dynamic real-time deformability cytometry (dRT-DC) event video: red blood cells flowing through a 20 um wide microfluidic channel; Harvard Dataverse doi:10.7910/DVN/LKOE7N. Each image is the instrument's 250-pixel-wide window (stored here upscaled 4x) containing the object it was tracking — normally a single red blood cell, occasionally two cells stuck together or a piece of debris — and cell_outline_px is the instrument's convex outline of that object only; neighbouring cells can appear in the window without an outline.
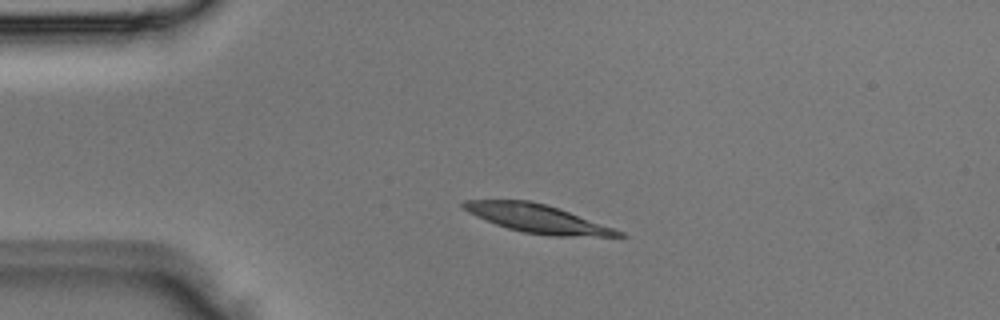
{"species": "Egyptian fruit bat (a non-hibernating species)", "species_latin": "Rousettus aegyptiacus", "temperature_condition": "room temperature", "stored_images_in_passage": 3, "camera_frame_rate_fps": 3000, "um_per_image_px": 0.085, "animal": {"sex": "male"}, "frame": {"image": 1, "passage_image": 2, "time_ms": 0.333, "image_size_px": [1000, 320], "cell_outline_px": [[628, 236], [552, 236], [524, 232], [508, 228], [496, 224], [476, 216], [468, 212], [460, 204], [464, 200], [528, 200], [544, 204], [568, 212], [624, 232]], "centroid_in_image_um": [45.64, 18.58], "position_along_channel_um": 39.4, "area_um2": 24.97}}